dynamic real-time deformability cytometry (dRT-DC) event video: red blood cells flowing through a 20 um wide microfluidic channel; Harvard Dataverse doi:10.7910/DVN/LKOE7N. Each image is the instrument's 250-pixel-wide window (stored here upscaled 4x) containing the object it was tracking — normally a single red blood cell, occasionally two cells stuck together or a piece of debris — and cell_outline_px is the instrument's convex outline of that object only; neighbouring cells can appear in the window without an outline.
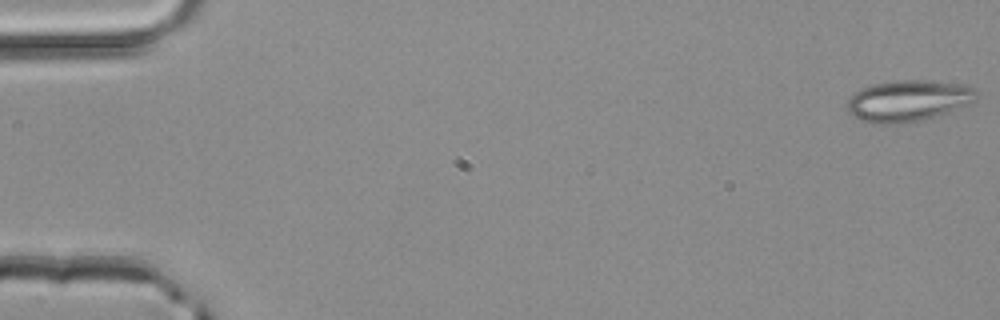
{"species": "common noctule bat (a hibernating species)", "species_latin": "Nyctalus noctula", "temperature_condition": "room temperature", "stored_images_in_passage": 4, "camera_frame_rate_fps": 3000, "um_per_image_px": 0.085, "animal": {"sex": "male", "body_mass_g": 20.4}, "frame": {"image": 1, "passage_image": 1, "time_ms": 0.0, "image_size_px": [1000, 320], "cell_outline_px": [[976, 92], [972, 100], [948, 112], [924, 120], [896, 124], [872, 124], [848, 112], [848, 100], [860, 88], [876, 84], [900, 80], [920, 80], [968, 84], [976, 88]], "centroid_in_image_um": [77.19, 8.56], "position_along_channel_um": 7.8, "area_um2": 30.63}}